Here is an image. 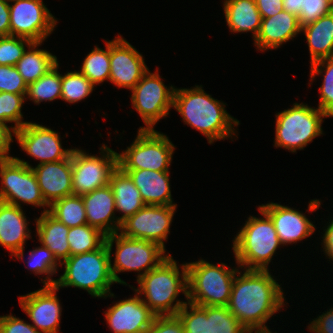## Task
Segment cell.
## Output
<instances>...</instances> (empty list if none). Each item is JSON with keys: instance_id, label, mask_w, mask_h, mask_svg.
Here are the masks:
<instances>
[{"instance_id": "43", "label": "cell", "mask_w": 333, "mask_h": 333, "mask_svg": "<svg viewBox=\"0 0 333 333\" xmlns=\"http://www.w3.org/2000/svg\"><path fill=\"white\" fill-rule=\"evenodd\" d=\"M145 333H184V326L177 315L156 316Z\"/></svg>"}, {"instance_id": "34", "label": "cell", "mask_w": 333, "mask_h": 333, "mask_svg": "<svg viewBox=\"0 0 333 333\" xmlns=\"http://www.w3.org/2000/svg\"><path fill=\"white\" fill-rule=\"evenodd\" d=\"M323 68V69H322ZM324 72L323 83L320 86V102L318 108L329 117H333V57L324 58L311 64V81Z\"/></svg>"}, {"instance_id": "30", "label": "cell", "mask_w": 333, "mask_h": 333, "mask_svg": "<svg viewBox=\"0 0 333 333\" xmlns=\"http://www.w3.org/2000/svg\"><path fill=\"white\" fill-rule=\"evenodd\" d=\"M49 213L67 227L81 226L87 223L82 196L71 195L54 201Z\"/></svg>"}, {"instance_id": "48", "label": "cell", "mask_w": 333, "mask_h": 333, "mask_svg": "<svg viewBox=\"0 0 333 333\" xmlns=\"http://www.w3.org/2000/svg\"><path fill=\"white\" fill-rule=\"evenodd\" d=\"M9 0H0V36L10 35Z\"/></svg>"}, {"instance_id": "46", "label": "cell", "mask_w": 333, "mask_h": 333, "mask_svg": "<svg viewBox=\"0 0 333 333\" xmlns=\"http://www.w3.org/2000/svg\"><path fill=\"white\" fill-rule=\"evenodd\" d=\"M261 18L275 16L284 11L283 0H255Z\"/></svg>"}, {"instance_id": "16", "label": "cell", "mask_w": 333, "mask_h": 333, "mask_svg": "<svg viewBox=\"0 0 333 333\" xmlns=\"http://www.w3.org/2000/svg\"><path fill=\"white\" fill-rule=\"evenodd\" d=\"M148 70L143 56L121 35L110 41L111 83L131 90Z\"/></svg>"}, {"instance_id": "8", "label": "cell", "mask_w": 333, "mask_h": 333, "mask_svg": "<svg viewBox=\"0 0 333 333\" xmlns=\"http://www.w3.org/2000/svg\"><path fill=\"white\" fill-rule=\"evenodd\" d=\"M324 117L329 116L319 108L303 103H294L293 107L276 114L275 147L291 152L303 149L322 134Z\"/></svg>"}, {"instance_id": "4", "label": "cell", "mask_w": 333, "mask_h": 333, "mask_svg": "<svg viewBox=\"0 0 333 333\" xmlns=\"http://www.w3.org/2000/svg\"><path fill=\"white\" fill-rule=\"evenodd\" d=\"M111 253L104 242L98 249L69 256L64 273L56 279L55 286L76 287L86 290L93 297H114L110 287L116 283L111 272Z\"/></svg>"}, {"instance_id": "13", "label": "cell", "mask_w": 333, "mask_h": 333, "mask_svg": "<svg viewBox=\"0 0 333 333\" xmlns=\"http://www.w3.org/2000/svg\"><path fill=\"white\" fill-rule=\"evenodd\" d=\"M10 35L42 43L57 23L42 0H9Z\"/></svg>"}, {"instance_id": "29", "label": "cell", "mask_w": 333, "mask_h": 333, "mask_svg": "<svg viewBox=\"0 0 333 333\" xmlns=\"http://www.w3.org/2000/svg\"><path fill=\"white\" fill-rule=\"evenodd\" d=\"M41 44L33 42L15 66L27 85L37 81L58 63L55 55L38 49Z\"/></svg>"}, {"instance_id": "38", "label": "cell", "mask_w": 333, "mask_h": 333, "mask_svg": "<svg viewBox=\"0 0 333 333\" xmlns=\"http://www.w3.org/2000/svg\"><path fill=\"white\" fill-rule=\"evenodd\" d=\"M25 98L27 99L26 94L0 92V123L8 127L6 123L14 122V127L11 126L13 132L28 123L22 121L23 115L21 113Z\"/></svg>"}, {"instance_id": "19", "label": "cell", "mask_w": 333, "mask_h": 333, "mask_svg": "<svg viewBox=\"0 0 333 333\" xmlns=\"http://www.w3.org/2000/svg\"><path fill=\"white\" fill-rule=\"evenodd\" d=\"M32 169L42 197L49 206L58 199L73 195L72 152L64 160L38 164Z\"/></svg>"}, {"instance_id": "15", "label": "cell", "mask_w": 333, "mask_h": 333, "mask_svg": "<svg viewBox=\"0 0 333 333\" xmlns=\"http://www.w3.org/2000/svg\"><path fill=\"white\" fill-rule=\"evenodd\" d=\"M14 136L22 150L40 160L39 164L64 160L73 150L63 149L58 133L37 123L28 122Z\"/></svg>"}, {"instance_id": "36", "label": "cell", "mask_w": 333, "mask_h": 333, "mask_svg": "<svg viewBox=\"0 0 333 333\" xmlns=\"http://www.w3.org/2000/svg\"><path fill=\"white\" fill-rule=\"evenodd\" d=\"M207 318H210V333H251L227 306H207Z\"/></svg>"}, {"instance_id": "11", "label": "cell", "mask_w": 333, "mask_h": 333, "mask_svg": "<svg viewBox=\"0 0 333 333\" xmlns=\"http://www.w3.org/2000/svg\"><path fill=\"white\" fill-rule=\"evenodd\" d=\"M100 150L101 157L77 148L72 150L73 195L82 196L109 184L112 173L118 168V153L105 144Z\"/></svg>"}, {"instance_id": "35", "label": "cell", "mask_w": 333, "mask_h": 333, "mask_svg": "<svg viewBox=\"0 0 333 333\" xmlns=\"http://www.w3.org/2000/svg\"><path fill=\"white\" fill-rule=\"evenodd\" d=\"M94 84L80 71L61 75V99L76 103L87 98L94 90Z\"/></svg>"}, {"instance_id": "3", "label": "cell", "mask_w": 333, "mask_h": 333, "mask_svg": "<svg viewBox=\"0 0 333 333\" xmlns=\"http://www.w3.org/2000/svg\"><path fill=\"white\" fill-rule=\"evenodd\" d=\"M181 268L180 274L176 261L170 255L159 266L137 280L139 287L133 288V290L146 297V299L145 297L141 299L157 316L176 315L187 303L176 300L180 291L187 299L186 264H182ZM175 301L176 303H174Z\"/></svg>"}, {"instance_id": "2", "label": "cell", "mask_w": 333, "mask_h": 333, "mask_svg": "<svg viewBox=\"0 0 333 333\" xmlns=\"http://www.w3.org/2000/svg\"><path fill=\"white\" fill-rule=\"evenodd\" d=\"M173 108L185 124L205 135L209 144L235 136L233 125H239V121L226 112L223 102L212 98L198 85L190 89L175 88Z\"/></svg>"}, {"instance_id": "39", "label": "cell", "mask_w": 333, "mask_h": 333, "mask_svg": "<svg viewBox=\"0 0 333 333\" xmlns=\"http://www.w3.org/2000/svg\"><path fill=\"white\" fill-rule=\"evenodd\" d=\"M176 315L184 326V333H210L207 306H198L187 302Z\"/></svg>"}, {"instance_id": "18", "label": "cell", "mask_w": 333, "mask_h": 333, "mask_svg": "<svg viewBox=\"0 0 333 333\" xmlns=\"http://www.w3.org/2000/svg\"><path fill=\"white\" fill-rule=\"evenodd\" d=\"M139 296L136 292L134 297L108 308L105 319L113 333H145L151 327L157 315Z\"/></svg>"}, {"instance_id": "5", "label": "cell", "mask_w": 333, "mask_h": 333, "mask_svg": "<svg viewBox=\"0 0 333 333\" xmlns=\"http://www.w3.org/2000/svg\"><path fill=\"white\" fill-rule=\"evenodd\" d=\"M263 218L248 217L233 240V252L238 267L247 270H269L268 264L281 245L270 216L260 207Z\"/></svg>"}, {"instance_id": "21", "label": "cell", "mask_w": 333, "mask_h": 333, "mask_svg": "<svg viewBox=\"0 0 333 333\" xmlns=\"http://www.w3.org/2000/svg\"><path fill=\"white\" fill-rule=\"evenodd\" d=\"M82 199L90 226L98 228L106 236L119 231L121 222L114 216L115 198L109 184L82 195Z\"/></svg>"}, {"instance_id": "45", "label": "cell", "mask_w": 333, "mask_h": 333, "mask_svg": "<svg viewBox=\"0 0 333 333\" xmlns=\"http://www.w3.org/2000/svg\"><path fill=\"white\" fill-rule=\"evenodd\" d=\"M309 326L308 329L315 333H333V308L313 319Z\"/></svg>"}, {"instance_id": "12", "label": "cell", "mask_w": 333, "mask_h": 333, "mask_svg": "<svg viewBox=\"0 0 333 333\" xmlns=\"http://www.w3.org/2000/svg\"><path fill=\"white\" fill-rule=\"evenodd\" d=\"M157 72V69L155 73L148 70L131 89L132 105L146 125L139 129H154L157 121L167 117L170 108L173 107L175 88L172 85L167 88Z\"/></svg>"}, {"instance_id": "24", "label": "cell", "mask_w": 333, "mask_h": 333, "mask_svg": "<svg viewBox=\"0 0 333 333\" xmlns=\"http://www.w3.org/2000/svg\"><path fill=\"white\" fill-rule=\"evenodd\" d=\"M133 180L146 205L172 206L169 171L122 170Z\"/></svg>"}, {"instance_id": "20", "label": "cell", "mask_w": 333, "mask_h": 333, "mask_svg": "<svg viewBox=\"0 0 333 333\" xmlns=\"http://www.w3.org/2000/svg\"><path fill=\"white\" fill-rule=\"evenodd\" d=\"M274 223L281 245L297 243L312 235L315 226L305 214L277 203H267L259 206Z\"/></svg>"}, {"instance_id": "42", "label": "cell", "mask_w": 333, "mask_h": 333, "mask_svg": "<svg viewBox=\"0 0 333 333\" xmlns=\"http://www.w3.org/2000/svg\"><path fill=\"white\" fill-rule=\"evenodd\" d=\"M331 11H333V6L326 0H303L301 12L298 16L300 26L314 22Z\"/></svg>"}, {"instance_id": "50", "label": "cell", "mask_w": 333, "mask_h": 333, "mask_svg": "<svg viewBox=\"0 0 333 333\" xmlns=\"http://www.w3.org/2000/svg\"><path fill=\"white\" fill-rule=\"evenodd\" d=\"M303 0H283L284 11L299 16Z\"/></svg>"}, {"instance_id": "51", "label": "cell", "mask_w": 333, "mask_h": 333, "mask_svg": "<svg viewBox=\"0 0 333 333\" xmlns=\"http://www.w3.org/2000/svg\"><path fill=\"white\" fill-rule=\"evenodd\" d=\"M331 6H333V0H326Z\"/></svg>"}, {"instance_id": "22", "label": "cell", "mask_w": 333, "mask_h": 333, "mask_svg": "<svg viewBox=\"0 0 333 333\" xmlns=\"http://www.w3.org/2000/svg\"><path fill=\"white\" fill-rule=\"evenodd\" d=\"M22 207L0 201V245L19 260L24 259V244L31 232Z\"/></svg>"}, {"instance_id": "37", "label": "cell", "mask_w": 333, "mask_h": 333, "mask_svg": "<svg viewBox=\"0 0 333 333\" xmlns=\"http://www.w3.org/2000/svg\"><path fill=\"white\" fill-rule=\"evenodd\" d=\"M26 263L30 271H33L34 274H47V277L43 281L44 286H53L56 284L57 280L51 279L50 275L55 274L57 265L61 264H58L54 254L46 246L42 245L31 250Z\"/></svg>"}, {"instance_id": "9", "label": "cell", "mask_w": 333, "mask_h": 333, "mask_svg": "<svg viewBox=\"0 0 333 333\" xmlns=\"http://www.w3.org/2000/svg\"><path fill=\"white\" fill-rule=\"evenodd\" d=\"M175 146L167 135L154 129H138L135 141L118 155L121 170L168 171Z\"/></svg>"}, {"instance_id": "6", "label": "cell", "mask_w": 333, "mask_h": 333, "mask_svg": "<svg viewBox=\"0 0 333 333\" xmlns=\"http://www.w3.org/2000/svg\"><path fill=\"white\" fill-rule=\"evenodd\" d=\"M187 301L198 306H227L238 269L214 265L203 259L186 263Z\"/></svg>"}, {"instance_id": "25", "label": "cell", "mask_w": 333, "mask_h": 333, "mask_svg": "<svg viewBox=\"0 0 333 333\" xmlns=\"http://www.w3.org/2000/svg\"><path fill=\"white\" fill-rule=\"evenodd\" d=\"M36 232L40 243L54 254L59 264L68 259L70 256L67 239L69 227L53 217L49 209H44L41 216L36 219Z\"/></svg>"}, {"instance_id": "14", "label": "cell", "mask_w": 333, "mask_h": 333, "mask_svg": "<svg viewBox=\"0 0 333 333\" xmlns=\"http://www.w3.org/2000/svg\"><path fill=\"white\" fill-rule=\"evenodd\" d=\"M176 207L177 205H145L121 222L119 233L129 238L147 239L165 248L164 240L170 232Z\"/></svg>"}, {"instance_id": "32", "label": "cell", "mask_w": 333, "mask_h": 333, "mask_svg": "<svg viewBox=\"0 0 333 333\" xmlns=\"http://www.w3.org/2000/svg\"><path fill=\"white\" fill-rule=\"evenodd\" d=\"M58 69L59 64L57 63L37 81L28 85L26 95L35 104H39L42 101L61 99V74Z\"/></svg>"}, {"instance_id": "7", "label": "cell", "mask_w": 333, "mask_h": 333, "mask_svg": "<svg viewBox=\"0 0 333 333\" xmlns=\"http://www.w3.org/2000/svg\"><path fill=\"white\" fill-rule=\"evenodd\" d=\"M114 241L116 242V251L114 264L111 261V272L115 282L119 284L127 285L117 273L138 271V280L170 256L169 253L165 255V248L156 242L147 239L129 238L119 232L105 238L110 253H112ZM140 271L144 272L140 273Z\"/></svg>"}, {"instance_id": "40", "label": "cell", "mask_w": 333, "mask_h": 333, "mask_svg": "<svg viewBox=\"0 0 333 333\" xmlns=\"http://www.w3.org/2000/svg\"><path fill=\"white\" fill-rule=\"evenodd\" d=\"M33 42L18 36H0V65L16 66L17 62Z\"/></svg>"}, {"instance_id": "31", "label": "cell", "mask_w": 333, "mask_h": 333, "mask_svg": "<svg viewBox=\"0 0 333 333\" xmlns=\"http://www.w3.org/2000/svg\"><path fill=\"white\" fill-rule=\"evenodd\" d=\"M106 235L89 224L69 228L67 235L70 256L98 249L105 242Z\"/></svg>"}, {"instance_id": "47", "label": "cell", "mask_w": 333, "mask_h": 333, "mask_svg": "<svg viewBox=\"0 0 333 333\" xmlns=\"http://www.w3.org/2000/svg\"><path fill=\"white\" fill-rule=\"evenodd\" d=\"M11 128L5 127L0 123V162L11 159L8 153L10 151V143L13 142Z\"/></svg>"}, {"instance_id": "17", "label": "cell", "mask_w": 333, "mask_h": 333, "mask_svg": "<svg viewBox=\"0 0 333 333\" xmlns=\"http://www.w3.org/2000/svg\"><path fill=\"white\" fill-rule=\"evenodd\" d=\"M58 290L55 285L43 286L37 291L19 296L22 310L32 320L31 325L40 333L59 331L62 308L56 294Z\"/></svg>"}, {"instance_id": "26", "label": "cell", "mask_w": 333, "mask_h": 333, "mask_svg": "<svg viewBox=\"0 0 333 333\" xmlns=\"http://www.w3.org/2000/svg\"><path fill=\"white\" fill-rule=\"evenodd\" d=\"M224 14L231 32H251L253 39L257 37L261 28V15L255 0H225Z\"/></svg>"}, {"instance_id": "49", "label": "cell", "mask_w": 333, "mask_h": 333, "mask_svg": "<svg viewBox=\"0 0 333 333\" xmlns=\"http://www.w3.org/2000/svg\"><path fill=\"white\" fill-rule=\"evenodd\" d=\"M325 229L324 236L322 237L324 253L328 255L329 259L333 260V220Z\"/></svg>"}, {"instance_id": "33", "label": "cell", "mask_w": 333, "mask_h": 333, "mask_svg": "<svg viewBox=\"0 0 333 333\" xmlns=\"http://www.w3.org/2000/svg\"><path fill=\"white\" fill-rule=\"evenodd\" d=\"M106 50L97 46L86 56L80 72L94 85L109 81L110 76V40L105 41Z\"/></svg>"}, {"instance_id": "23", "label": "cell", "mask_w": 333, "mask_h": 333, "mask_svg": "<svg viewBox=\"0 0 333 333\" xmlns=\"http://www.w3.org/2000/svg\"><path fill=\"white\" fill-rule=\"evenodd\" d=\"M301 33L298 16L282 11L275 16L262 18L259 34L254 40L260 51L279 48Z\"/></svg>"}, {"instance_id": "1", "label": "cell", "mask_w": 333, "mask_h": 333, "mask_svg": "<svg viewBox=\"0 0 333 333\" xmlns=\"http://www.w3.org/2000/svg\"><path fill=\"white\" fill-rule=\"evenodd\" d=\"M234 277L228 310L249 332H271L265 325L283 307V289L269 270H247Z\"/></svg>"}, {"instance_id": "41", "label": "cell", "mask_w": 333, "mask_h": 333, "mask_svg": "<svg viewBox=\"0 0 333 333\" xmlns=\"http://www.w3.org/2000/svg\"><path fill=\"white\" fill-rule=\"evenodd\" d=\"M28 85L15 66L0 65V92L27 94Z\"/></svg>"}, {"instance_id": "27", "label": "cell", "mask_w": 333, "mask_h": 333, "mask_svg": "<svg viewBox=\"0 0 333 333\" xmlns=\"http://www.w3.org/2000/svg\"><path fill=\"white\" fill-rule=\"evenodd\" d=\"M308 42L312 64L333 57V11L301 27Z\"/></svg>"}, {"instance_id": "10", "label": "cell", "mask_w": 333, "mask_h": 333, "mask_svg": "<svg viewBox=\"0 0 333 333\" xmlns=\"http://www.w3.org/2000/svg\"><path fill=\"white\" fill-rule=\"evenodd\" d=\"M0 201L21 208L22 203L39 207L49 205L42 197L37 177L28 162L17 157L0 162Z\"/></svg>"}, {"instance_id": "28", "label": "cell", "mask_w": 333, "mask_h": 333, "mask_svg": "<svg viewBox=\"0 0 333 333\" xmlns=\"http://www.w3.org/2000/svg\"><path fill=\"white\" fill-rule=\"evenodd\" d=\"M115 198L116 211L122 212L119 221L122 222L134 215L146 204L143 202L138 188L130 176L119 167L112 173L109 181Z\"/></svg>"}, {"instance_id": "44", "label": "cell", "mask_w": 333, "mask_h": 333, "mask_svg": "<svg viewBox=\"0 0 333 333\" xmlns=\"http://www.w3.org/2000/svg\"><path fill=\"white\" fill-rule=\"evenodd\" d=\"M0 333H40L31 324L13 315L0 316Z\"/></svg>"}]
</instances>
